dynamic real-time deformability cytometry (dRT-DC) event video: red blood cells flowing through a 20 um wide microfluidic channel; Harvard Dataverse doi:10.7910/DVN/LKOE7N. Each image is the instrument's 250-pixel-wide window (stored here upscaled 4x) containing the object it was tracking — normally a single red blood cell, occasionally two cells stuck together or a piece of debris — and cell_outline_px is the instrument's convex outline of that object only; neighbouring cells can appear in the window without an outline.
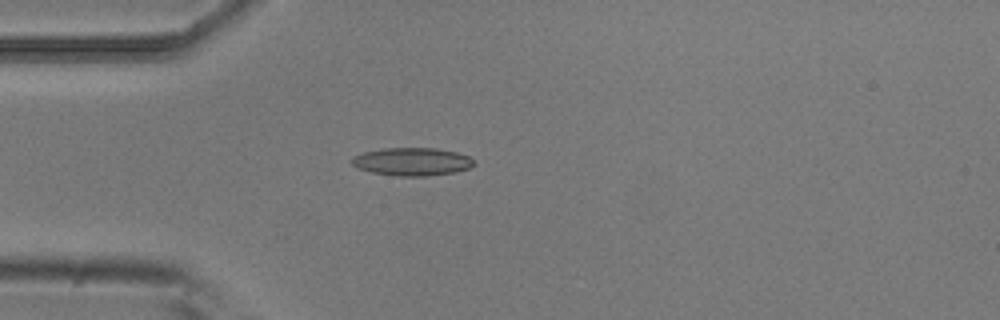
{"species": "common noctule bat (a hibernating species)", "species_latin": "Nyctalus noctula", "temperature_condition": "room temperature", "stored_images_in_passage": 6, "camera_frame_rate_fps": 3000, "um_per_image_px": 0.085, "animal": {"sex": "male", "body_mass_g": 20.5, "forearm_length_mm": 52.5}, "frame": {"image": 1, "passage_image": 5, "time_ms": 1.333, "image_size_px": [1000, 320], "cell_outline_px": [[476, 164], [468, 168], [456, 172], [428, 176], [400, 176], [372, 172], [360, 168], [352, 164], [352, 156], [364, 152], [384, 148], [436, 148], [456, 152], [468, 156]], "centroid_in_image_um": [35.04, 13.74], "position_along_channel_um": 50.0, "area_um2": 19.77}}